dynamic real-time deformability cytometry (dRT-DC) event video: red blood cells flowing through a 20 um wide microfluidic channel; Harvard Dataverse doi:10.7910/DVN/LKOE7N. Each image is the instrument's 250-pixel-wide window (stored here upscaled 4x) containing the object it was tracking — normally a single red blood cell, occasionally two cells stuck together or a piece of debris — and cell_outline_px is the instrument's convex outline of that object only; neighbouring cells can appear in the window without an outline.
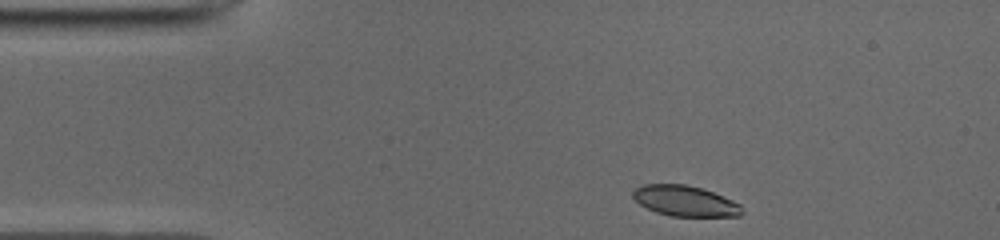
{"species": "common noctule bat (a hibernating species)", "species_latin": "Nyctalus noctula", "temperature_condition": "cold", "stored_images_in_passage": 43, "camera_frame_rate_fps": 3000, "um_per_image_px": 0.085, "animal": {"sex": "male", "body_mass_g": 19.0, "forearm_length_mm": 50.8}, "frame": {"image": 1, "passage_image": 1, "time_ms": 0.0, "image_size_px": [1000, 240], "cell_outline_px": [[744, 212], [740, 216], [672, 216], [656, 212], [640, 204], [632, 196], [632, 192], [636, 188], [644, 184], [684, 184], [700, 188], [712, 192], [732, 200], [740, 204]], "centroid_in_image_um": [58.24, 17.08], "position_along_channel_um": 26.8, "area_um2": 19.25}}
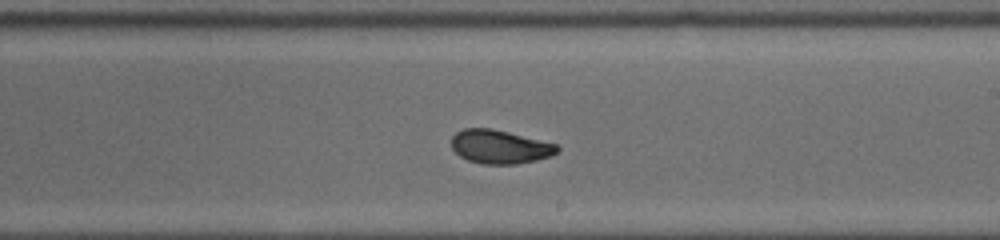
{"frame": {"image": 2, "passage_image": 22, "time_ms": 7.0, "image_size_px": [1000, 240], "cell_outline_px": [[560, 148], [552, 156], [536, 160], [516, 164], [480, 164], [468, 160], [460, 156], [452, 148], [452, 136], [456, 132], [464, 128], [492, 128], [556, 144]], "centroid_in_image_um": [42.47, 12.48], "position_along_channel_um": 246.5, "area_um2": 20.69}}
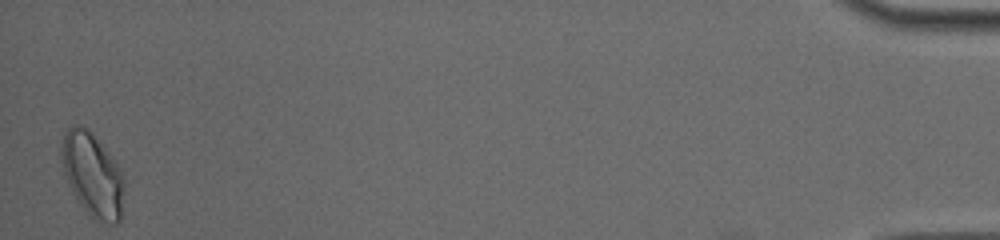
{"frame": {"image": 3, "passage_image": 43, "time_ms": 14.0, "image_size_px": [1000, 240], "cell_outline_px": [[124, 188], [120, 224], [100, 224], [92, 220], [80, 204], [72, 192], [64, 172], [60, 152], [60, 148], [64, 132], [72, 124], [80, 124], [88, 128], [92, 132], [108, 152], [124, 176]], "centroid_in_image_um": [7.86, 14.88], "position_along_channel_um": 427.3, "area_um2": 31.15}, "authors_computed_cell_mechanics": {"area_um2": 20.9814, "velocity_mm_per_s": 3.9171, "shape_relaxation_time_tau1_ms": 3.9067, "shape_relaxation_time_tau2_ms": 1.6932, "deformation_change_tau1": 0.1346, "deformation_change_tau2": 0.0552}}